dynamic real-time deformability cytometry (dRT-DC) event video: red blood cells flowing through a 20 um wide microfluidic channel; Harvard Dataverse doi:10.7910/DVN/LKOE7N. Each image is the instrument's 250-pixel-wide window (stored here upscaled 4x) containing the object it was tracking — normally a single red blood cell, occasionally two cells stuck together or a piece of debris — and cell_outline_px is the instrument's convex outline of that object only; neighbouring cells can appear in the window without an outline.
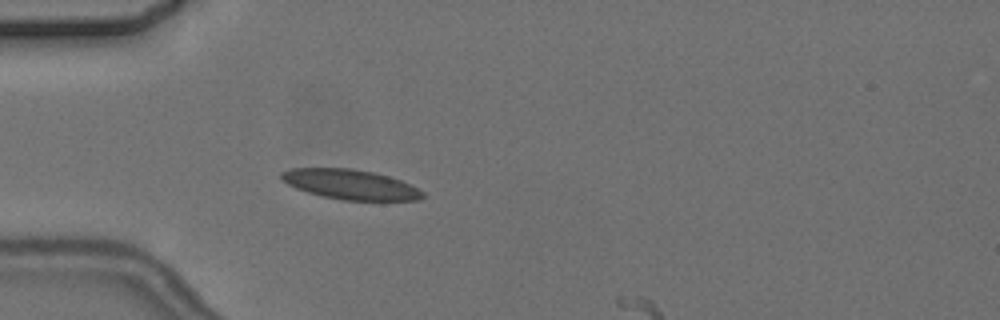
{"species": "common noctule bat (a hibernating species)", "species_latin": "Nyctalus noctula", "temperature_condition": "cold", "stored_images_in_passage": 5, "camera_frame_rate_fps": 3000, "um_per_image_px": 0.085, "animal": {"sex": "female", "body_mass_g": 24.6, "forearm_length_mm": 56.2}, "frame": {"image": 1, "passage_image": 4, "time_ms": 3.667, "image_size_px": [1000, 320], "cell_outline_px": [[424, 196], [416, 200], [340, 200], [320, 196], [296, 188], [288, 184], [280, 176], [280, 172], [292, 168], [352, 168], [372, 172], [388, 176], [400, 180], [424, 192]], "centroid_in_image_um": [29.75, 15.67], "position_along_channel_um": 55.3, "area_um2": 24.39}}